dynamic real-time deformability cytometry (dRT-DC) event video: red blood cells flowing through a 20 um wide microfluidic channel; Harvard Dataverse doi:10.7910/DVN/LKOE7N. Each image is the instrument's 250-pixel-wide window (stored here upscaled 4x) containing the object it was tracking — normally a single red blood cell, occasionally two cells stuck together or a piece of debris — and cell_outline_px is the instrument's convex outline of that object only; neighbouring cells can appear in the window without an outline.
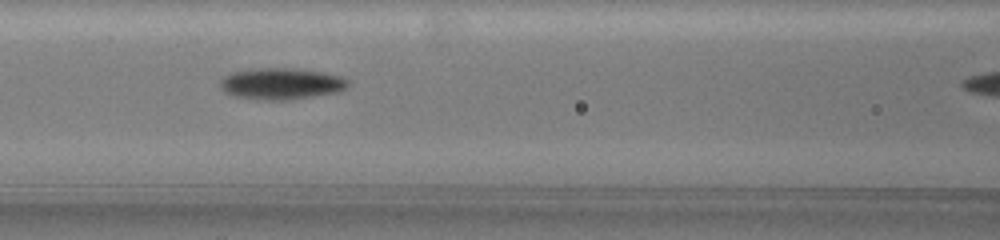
{"species": "common noctule bat (a hibernating species)", "species_latin": "Nyctalus noctula", "temperature_condition": "warm", "stored_images_in_passage": 6, "segment_of_instrument_passage": [1, 2], "camera_frame_rate_fps": 3000, "um_per_image_px": 0.085, "animal": {"sex": "female", "body_mass_g": 19.5, "forearm_length_mm": 54.1}, "frame": {"image": 1, "passage_image": 4, "time_ms": 2.667, "image_size_px": [1000, 240], "cell_outline_px": [[348, 84], [344, 88], [336, 92], [292, 100], [256, 100], [236, 96], [224, 92], [220, 88], [220, 80], [228, 72], [260, 68], [284, 68], [320, 72], [340, 76], [348, 80]], "centroid_in_image_um": [23.83, 7.13], "position_along_channel_um": 142.8, "area_um2": 23.35}}